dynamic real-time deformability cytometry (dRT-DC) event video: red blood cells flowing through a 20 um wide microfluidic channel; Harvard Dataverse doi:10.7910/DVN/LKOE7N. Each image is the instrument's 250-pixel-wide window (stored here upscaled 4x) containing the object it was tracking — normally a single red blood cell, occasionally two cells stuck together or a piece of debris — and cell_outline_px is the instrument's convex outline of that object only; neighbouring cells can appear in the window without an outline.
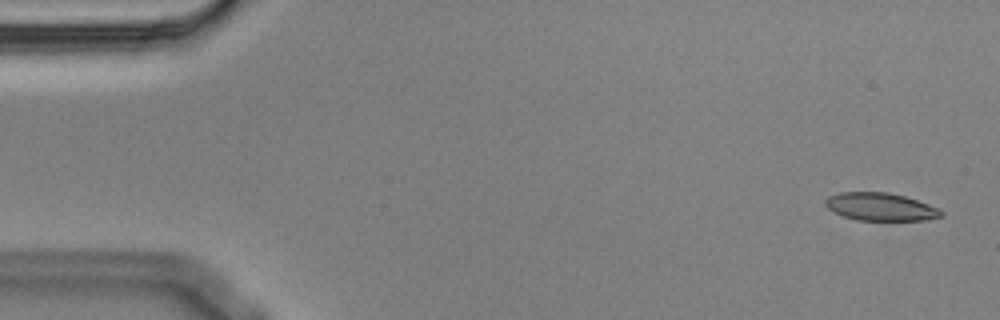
{"species": "Egyptian fruit bat (a non-hibernating species)", "species_latin": "Rousettus aegyptiacus", "temperature_condition": "cold", "stored_images_in_passage": 4, "segment_of_instrument_passage": [1, 2], "camera_frame_rate_fps": 3000, "um_per_image_px": 0.085, "animal": {"sex": "male"}, "frame": {"image": 1, "passage_image": 1, "time_ms": 0.0, "image_size_px": [1000, 320], "cell_outline_px": [[944, 216], [924, 220], [856, 220], [844, 216], [828, 208], [824, 204], [824, 200], [828, 196], [840, 192], [888, 192], [904, 196], [940, 208], [944, 212]], "centroid_in_image_um": [74.86, 17.57], "position_along_channel_um": 10.1, "area_um2": 18.79}}
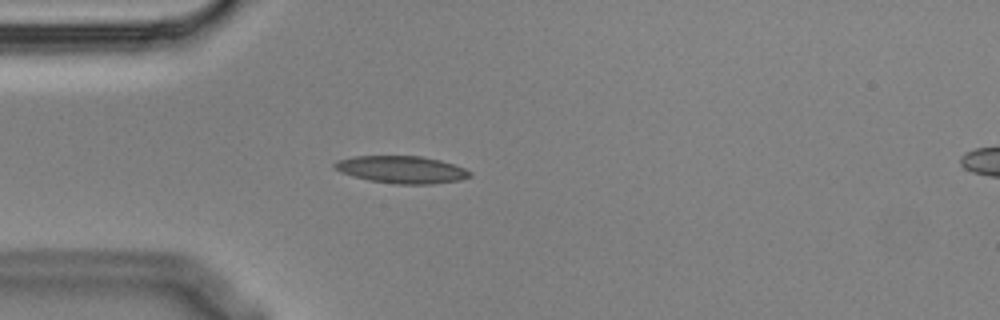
{"frame": {"image": 2, "passage_image": 3, "time_ms": 0.667, "image_size_px": [1000, 320], "cell_outline_px": [[472, 176], [460, 180], [432, 184], [392, 184], [368, 180], [352, 176], [340, 172], [332, 168], [332, 164], [336, 160], [352, 156], [424, 156], [440, 160], [464, 168], [472, 172]], "centroid_in_image_um": [34.09, 14.41], "position_along_channel_um": 50.9, "area_um2": 21.85}}